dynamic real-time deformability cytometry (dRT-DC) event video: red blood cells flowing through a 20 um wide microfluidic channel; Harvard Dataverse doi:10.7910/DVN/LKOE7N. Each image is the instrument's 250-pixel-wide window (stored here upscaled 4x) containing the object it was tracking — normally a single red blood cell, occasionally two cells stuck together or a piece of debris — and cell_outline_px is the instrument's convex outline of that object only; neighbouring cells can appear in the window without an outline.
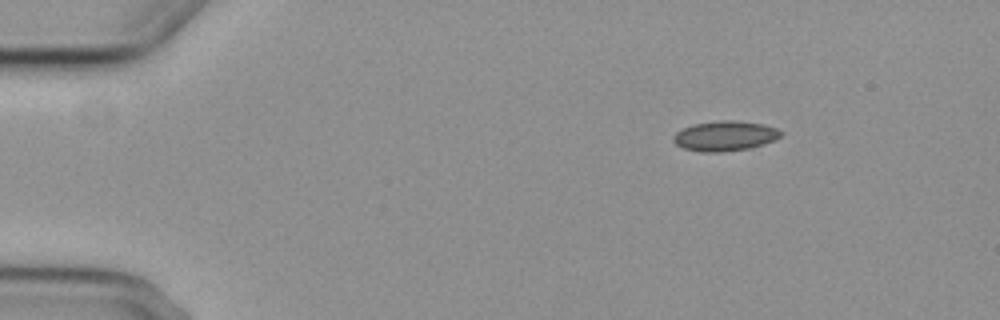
{"species": "common noctule bat (a hibernating species)", "species_latin": "Nyctalus noctula", "temperature_condition": "cold", "stored_images_in_passage": 5, "camera_frame_rate_fps": 3000, "um_per_image_px": 0.085, "animal": {"sex": "female", "body_mass_g": 29.2, "forearm_length_mm": 56.3}, "frame": {"image": 1, "passage_image": 1, "time_ms": 0.0, "image_size_px": [1000, 320], "cell_outline_px": [[784, 132], [780, 136], [764, 144], [748, 148], [720, 152], [700, 152], [684, 148], [676, 144], [672, 140], [672, 136], [676, 132], [692, 124], [720, 120], [732, 120], [764, 124], [776, 128]], "centroid_in_image_um": [61.59, 11.55], "position_along_channel_um": 23.4, "area_um2": 18.73}}
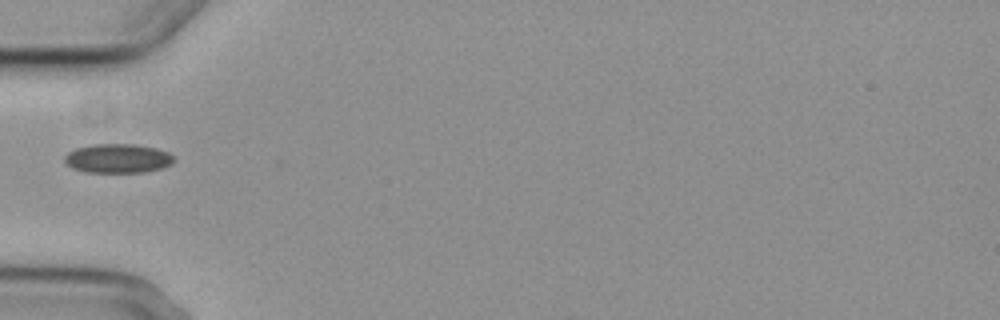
{"frame": {"image": 2, "passage_image": 4, "time_ms": 3.667, "image_size_px": [1000, 320], "cell_outline_px": [[172, 160], [168, 164], [160, 168], [144, 172], [88, 172], [72, 168], [64, 160], [64, 156], [68, 152], [76, 148], [92, 144], [132, 144], [156, 148], [168, 152], [172, 156]], "centroid_in_image_um": [9.96, 13.45], "position_along_channel_um": 75.0, "area_um2": 18.26}}